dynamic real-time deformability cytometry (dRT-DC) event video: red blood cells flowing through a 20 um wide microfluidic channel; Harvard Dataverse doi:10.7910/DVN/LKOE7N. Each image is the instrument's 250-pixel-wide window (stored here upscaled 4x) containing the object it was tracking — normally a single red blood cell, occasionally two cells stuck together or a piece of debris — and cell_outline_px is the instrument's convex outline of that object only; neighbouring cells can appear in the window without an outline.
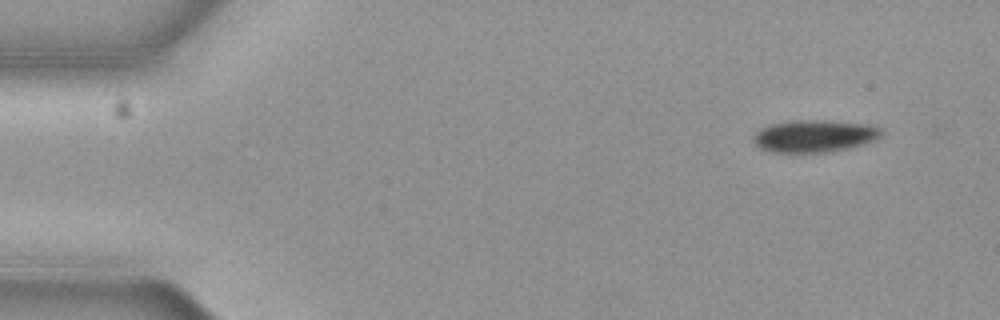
{"species": "common noctule bat (a hibernating species)", "species_latin": "Nyctalus noctula", "temperature_condition": "cold", "stored_images_in_passage": 4, "camera_frame_rate_fps": 3000, "um_per_image_px": 0.085, "animal": {"sex": "female", "body_mass_g": 19.3, "forearm_length_mm": 54.1}, "frame": {"image": 1, "passage_image": 1, "time_ms": 0.0, "image_size_px": [1000, 320], "cell_outline_px": [[884, 132], [876, 140], [864, 144], [828, 152], [772, 152], [760, 148], [756, 144], [756, 132], [760, 128], [772, 124], [792, 120], [812, 120], [868, 124], [884, 128]], "centroid_in_image_um": [69.28, 11.56], "position_along_channel_um": 15.7, "area_um2": 23.81}}